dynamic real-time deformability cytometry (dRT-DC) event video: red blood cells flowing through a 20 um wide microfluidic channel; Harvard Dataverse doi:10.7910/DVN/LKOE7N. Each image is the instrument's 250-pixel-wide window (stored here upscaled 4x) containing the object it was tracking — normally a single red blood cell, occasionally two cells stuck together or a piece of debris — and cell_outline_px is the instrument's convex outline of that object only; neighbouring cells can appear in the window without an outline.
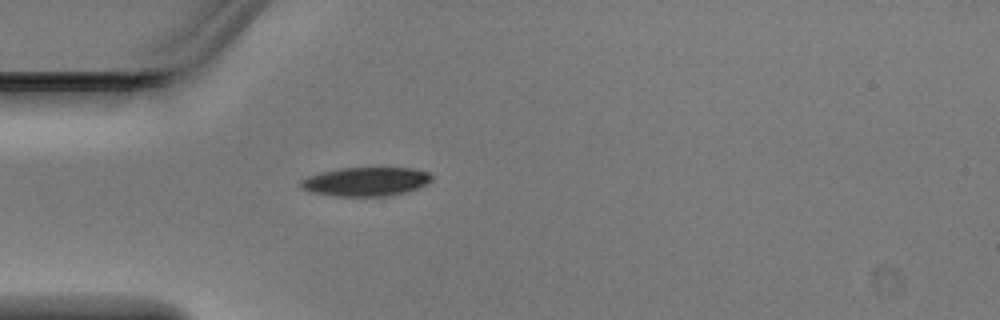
{"species": "Egyptian fruit bat (a non-hibernating species)", "species_latin": "Rousettus aegyptiacus", "temperature_condition": "warm", "stored_images_in_passage": 1, "camera_frame_rate_fps": 3000, "um_per_image_px": 0.085, "animal": {"sex": "male"}, "frame": {"image": 1, "passage_image": 1, "time_ms": 0.0, "image_size_px": [1000, 320], "cell_outline_px": [[432, 180], [416, 188], [404, 192], [388, 196], [336, 196], [312, 192], [304, 188], [300, 184], [300, 180], [308, 176], [320, 172], [340, 168], [412, 168], [428, 172], [432, 176]], "centroid_in_image_um": [31.08, 15.43], "position_along_channel_um": 53.9, "area_um2": 21.79}}